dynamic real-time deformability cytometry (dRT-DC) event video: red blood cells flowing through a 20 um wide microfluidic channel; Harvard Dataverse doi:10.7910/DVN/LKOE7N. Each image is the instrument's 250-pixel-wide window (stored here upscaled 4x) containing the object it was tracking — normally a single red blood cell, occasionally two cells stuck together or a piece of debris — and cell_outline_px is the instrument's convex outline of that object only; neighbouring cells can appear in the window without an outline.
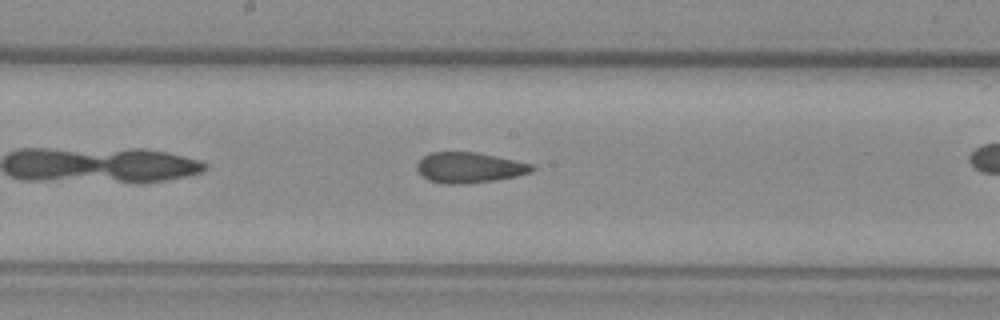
{"species": "common noctule bat (a hibernating species)", "species_latin": "Nyctalus noctula", "temperature_condition": "warm", "stored_images_in_passage": 26, "camera_frame_rate_fps": 3000, "um_per_image_px": 0.085, "animal": {"sex": "female", "body_mass_g": 29.2, "forearm_length_mm": 56.3}, "frame": {"image": 1, "passage_image": 12, "time_ms": 3.667, "image_size_px": [1000, 320], "cell_outline_px": [[536, 168], [532, 172], [516, 176], [496, 180], [464, 184], [444, 184], [428, 180], [416, 168], [416, 164], [424, 156], [432, 152], [476, 152], [496, 156], [532, 164]], "centroid_in_image_um": [39.9, 14.25], "position_along_channel_um": 208.3, "area_um2": 20.4}}
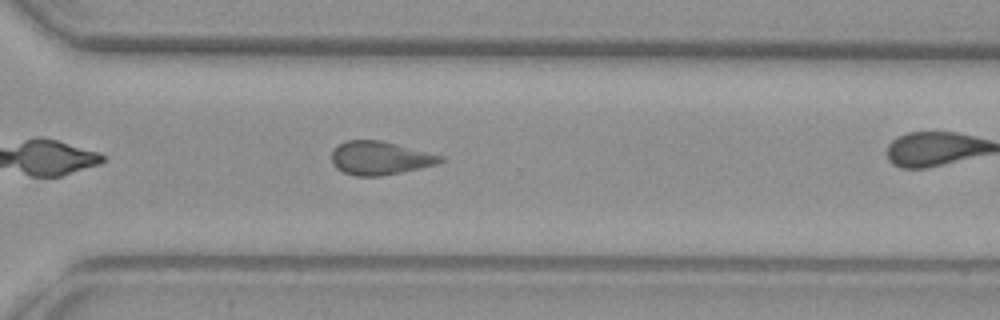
{"frame": {"image": 2, "passage_image": 22, "time_ms": 7.0, "image_size_px": [1000, 320], "cell_outline_px": [[444, 160], [436, 164], [420, 168], [380, 176], [356, 176], [344, 172], [336, 168], [332, 164], [332, 148], [336, 144], [344, 140], [380, 140], [444, 156]], "centroid_in_image_um": [32.24, 13.42], "position_along_channel_um": 338.4, "area_um2": 21.21}}